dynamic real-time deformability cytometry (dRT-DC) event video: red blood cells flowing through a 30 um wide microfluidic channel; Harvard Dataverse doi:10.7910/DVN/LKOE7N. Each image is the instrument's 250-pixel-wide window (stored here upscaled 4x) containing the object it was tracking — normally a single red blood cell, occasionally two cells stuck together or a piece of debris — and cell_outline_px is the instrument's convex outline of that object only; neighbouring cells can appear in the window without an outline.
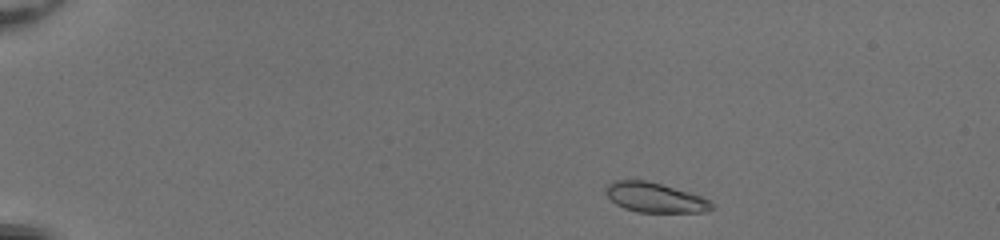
{"species": "common noctule bat (a hibernating species)", "species_latin": "Nyctalus noctula", "temperature_condition": "room temperature", "stored_images_in_passage": 45, "camera_frame_rate_fps": 3000, "um_per_image_px": 0.085, "animal": {"sex": "female", "body_mass_g": 20.0, "forearm_length_mm": 54.0}, "frame": {"image": 1, "passage_image": 2, "time_ms": 0.333, "image_size_px": [1000, 240], "cell_outline_px": [[716, 208], [704, 212], [636, 212], [624, 208], [616, 204], [604, 192], [604, 188], [612, 180], [644, 180], [660, 184], [688, 192], [700, 196], [708, 200]], "centroid_in_image_um": [55.63, 16.79], "position_along_channel_um": 29.4, "area_um2": 18.26}}
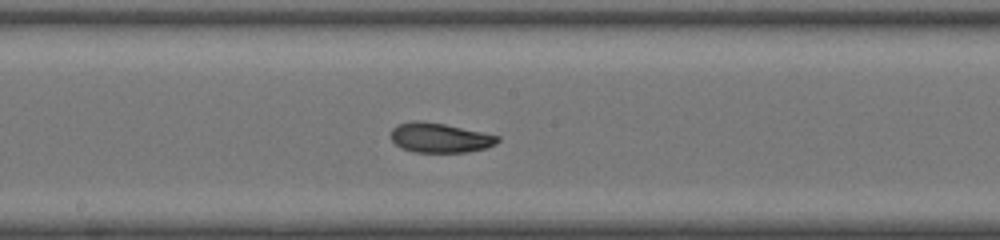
{"frame": {"image": 2, "passage_image": 23, "time_ms": 7.333, "image_size_px": [1000, 240], "cell_outline_px": [[500, 140], [496, 144], [484, 148], [468, 152], [416, 152], [400, 148], [392, 140], [392, 128], [396, 124], [412, 120], [420, 120], [444, 124], [500, 136]], "centroid_in_image_um": [37.37, 11.7], "position_along_channel_um": 210.8, "area_um2": 18.44}}
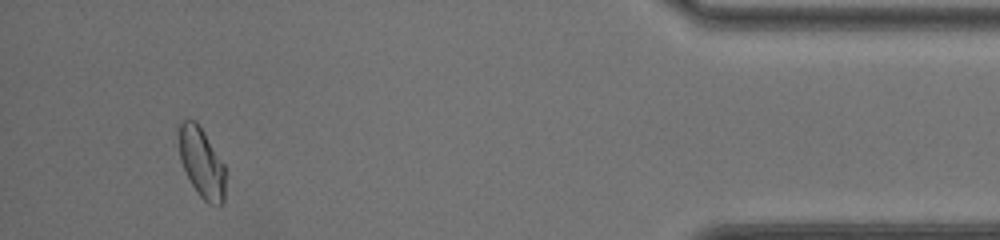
{"frame": {"image": 3, "passage_image": 42, "time_ms": 13.667, "image_size_px": [1000, 240], "cell_outline_px": [[224, 200], [220, 204], [208, 204], [196, 192], [180, 160], [176, 128], [176, 124], [180, 120], [196, 120], [204, 132], [224, 164]], "centroid_in_image_um": [17.08, 13.75], "position_along_channel_um": 418.1, "area_um2": 19.13}, "authors_computed_cell_mechanics": {"area_um2": 18.5538, "velocity_mm_per_s": 4.0888, "shape_relaxation_time_tau1_ms": 3.1993, "shape_relaxation_time_tau2_ms": 1.3581, "deformation_change_tau1": 0.1418, "deformation_change_tau2": 0.0707}}